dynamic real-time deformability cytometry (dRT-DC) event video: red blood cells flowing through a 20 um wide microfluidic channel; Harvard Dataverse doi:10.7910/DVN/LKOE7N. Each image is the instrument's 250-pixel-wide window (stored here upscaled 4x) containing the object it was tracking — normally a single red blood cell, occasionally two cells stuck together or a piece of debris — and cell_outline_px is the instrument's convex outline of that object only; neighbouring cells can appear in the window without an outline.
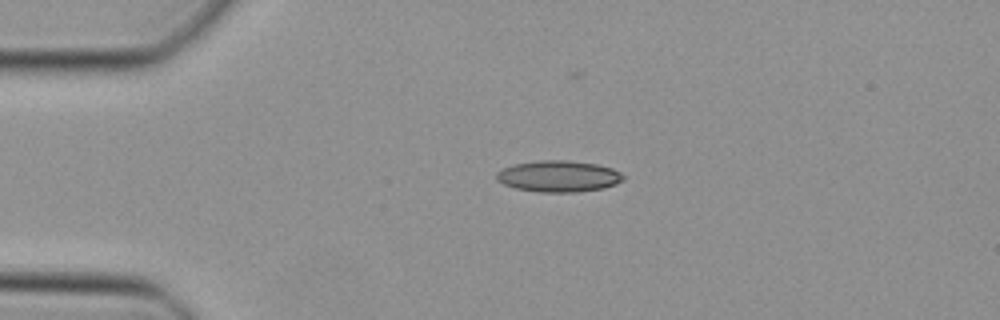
{"species": "Egyptian fruit bat (a non-hibernating species)", "species_latin": "Rousettus aegyptiacus", "temperature_condition": "cold", "stored_images_in_passage": 32, "camera_frame_rate_fps": 3000, "um_per_image_px": 0.085, "animal": {"sex": "female"}, "frame": {"image": 1, "passage_image": 1, "time_ms": 0.0, "image_size_px": [1000, 320], "cell_outline_px": [[624, 180], [616, 184], [604, 188], [580, 192], [540, 192], [516, 188], [504, 184], [496, 180], [496, 172], [504, 168], [516, 164], [536, 160], [568, 160], [596, 164], [612, 168], [620, 172], [624, 176]], "centroid_in_image_um": [47.5, 14.98], "position_along_channel_um": 37.5, "area_um2": 23.24}}
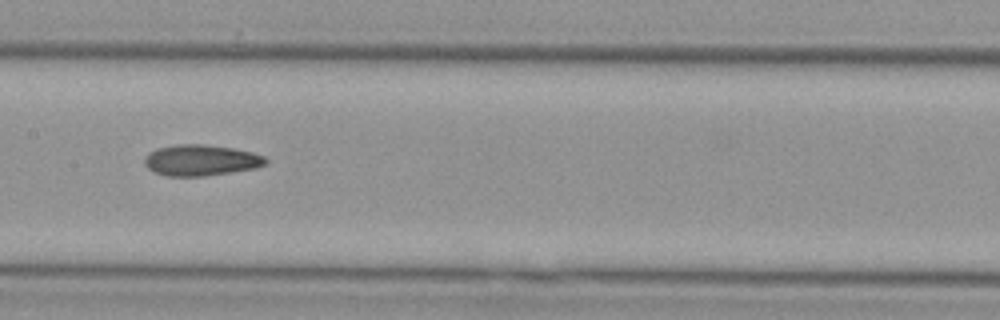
{"frame": {"image": 2, "passage_image": 14, "time_ms": 4.333, "image_size_px": [1000, 320], "cell_outline_px": [[268, 160], [264, 164], [256, 168], [232, 172], [204, 176], [164, 176], [152, 172], [144, 164], [144, 156], [156, 148], [176, 144], [204, 144], [232, 148], [252, 152], [264, 156]], "centroid_in_image_um": [17.03, 13.62], "position_along_channel_um": 190.4, "area_um2": 22.08}}
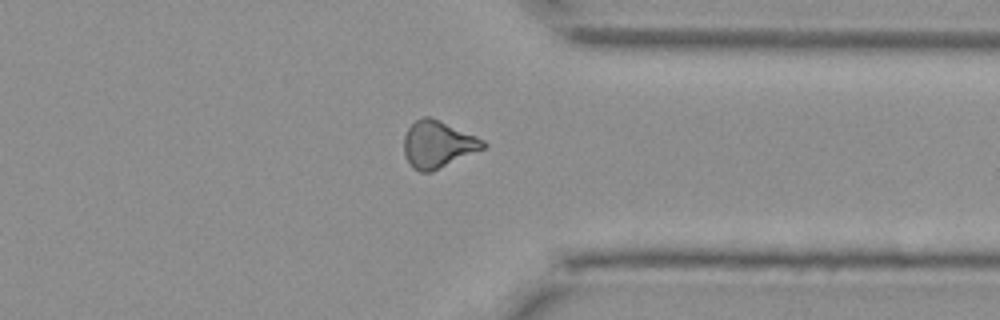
{"frame": {"image": 3, "passage_image": 27, "time_ms": 8.667, "image_size_px": [1000, 320], "cell_outline_px": [[488, 144], [484, 148], [432, 172], [420, 172], [412, 168], [404, 156], [404, 136], [408, 128], [416, 120], [424, 116], [428, 116], [440, 120], [476, 136], [484, 140]], "centroid_in_image_um": [37.2, 12.28], "position_along_channel_um": 374.2, "area_um2": 21.68}}